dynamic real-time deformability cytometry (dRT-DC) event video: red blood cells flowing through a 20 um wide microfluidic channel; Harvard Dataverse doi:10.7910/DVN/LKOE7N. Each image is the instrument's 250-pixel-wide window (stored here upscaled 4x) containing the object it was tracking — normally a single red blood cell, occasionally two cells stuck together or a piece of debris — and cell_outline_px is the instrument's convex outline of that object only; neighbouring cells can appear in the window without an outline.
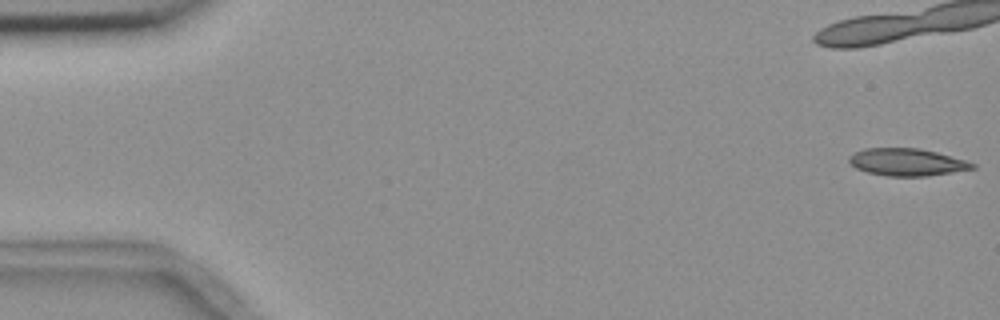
{"species": "common noctule bat (a hibernating species)", "species_latin": "Nyctalus noctula", "temperature_condition": "room temperature", "stored_images_in_passage": 7, "camera_frame_rate_fps": 3000, "um_per_image_px": 0.085, "animal": {"sex": "female", "body_mass_g": 18.4}, "frame": {"image": 1, "passage_image": 1, "time_ms": 0.0, "image_size_px": [1000, 320], "cell_outline_px": [[976, 168], [928, 176], [888, 176], [868, 172], [856, 168], [848, 160], [848, 156], [864, 148], [920, 148], [936, 152], [964, 160], [976, 164]], "centroid_in_image_um": [77.08, 13.78], "position_along_channel_um": 7.9, "area_um2": 19.48}}